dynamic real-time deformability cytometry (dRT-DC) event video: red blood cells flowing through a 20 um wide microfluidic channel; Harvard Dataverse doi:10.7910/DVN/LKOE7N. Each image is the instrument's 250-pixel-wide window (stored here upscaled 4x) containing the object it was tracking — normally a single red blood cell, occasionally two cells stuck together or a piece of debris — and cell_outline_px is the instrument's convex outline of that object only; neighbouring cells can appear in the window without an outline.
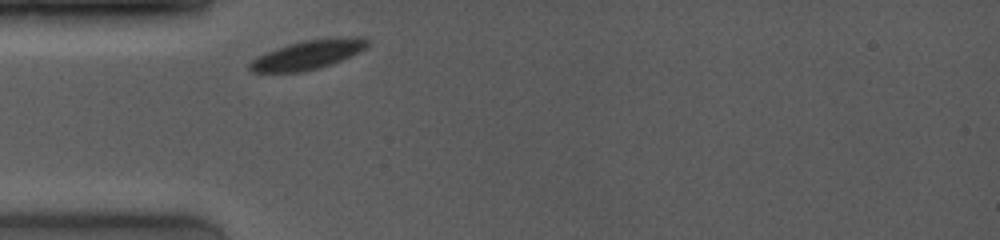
{"species": "common noctule bat (a hibernating species)", "species_latin": "Nyctalus noctula", "temperature_condition": "room temperature", "stored_images_in_passage": 48, "camera_frame_rate_fps": 4000, "um_per_image_px": 0.085, "animal": {"sex": "female", "body_mass_g": 19.0, "forearm_length_mm": 53.3}, "frame": {"image": 1, "passage_image": 1, "time_ms": 0.0, "image_size_px": [1000, 240], "cell_outline_px": [[372, 44], [360, 52], [352, 56], [332, 64], [320, 68], [304, 72], [252, 72], [248, 68], [248, 64], [252, 60], [276, 48], [288, 44], [304, 40], [328, 36], [368, 36], [372, 40]], "centroid_in_image_um": [26.33, 4.61], "position_along_channel_um": 58.7, "area_um2": 20.75}}
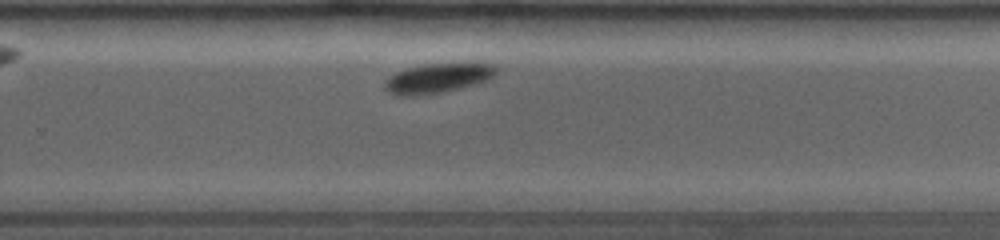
{"frame": {"image": 2, "passage_image": 31, "time_ms": 6.25, "image_size_px": [1000, 240], "cell_outline_px": [[496, 72], [488, 80], [476, 84], [440, 92], [416, 96], [392, 96], [384, 88], [384, 80], [388, 76], [396, 72], [420, 64], [460, 60], [492, 64], [496, 68]], "centroid_in_image_um": [37.19, 6.6], "position_along_channel_um": 292.6, "area_um2": 20.17}}
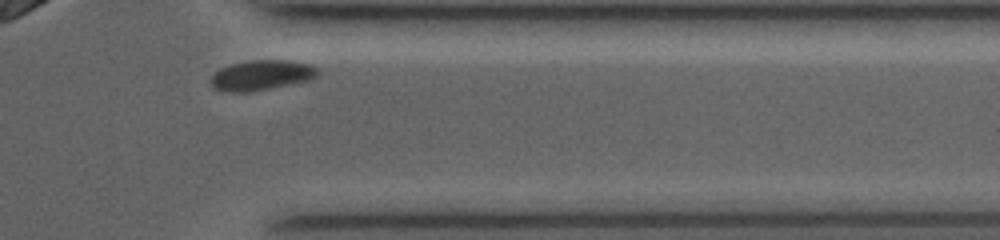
{"frame": {"image": 3, "passage_image": 44, "time_ms": 8.75, "image_size_px": [1000, 240], "cell_outline_px": [[320, 72], [312, 80], [248, 92], [224, 92], [212, 88], [212, 76], [220, 68], [232, 64], [252, 60], [288, 60], [312, 64]], "centroid_in_image_um": [22.25, 6.39], "position_along_channel_um": 389.1, "area_um2": 18.79}, "authors_computed_cell_mechanics": {"area_um2": 20.2589, "velocity_mm_per_s": 3.7982, "shape_relaxation_time_tau1_ms": 1.0378, "shape_relaxation_time_tau2_ms": null, "deformation_change_tau1": 0.0551, "deformation_change_tau2": null}}